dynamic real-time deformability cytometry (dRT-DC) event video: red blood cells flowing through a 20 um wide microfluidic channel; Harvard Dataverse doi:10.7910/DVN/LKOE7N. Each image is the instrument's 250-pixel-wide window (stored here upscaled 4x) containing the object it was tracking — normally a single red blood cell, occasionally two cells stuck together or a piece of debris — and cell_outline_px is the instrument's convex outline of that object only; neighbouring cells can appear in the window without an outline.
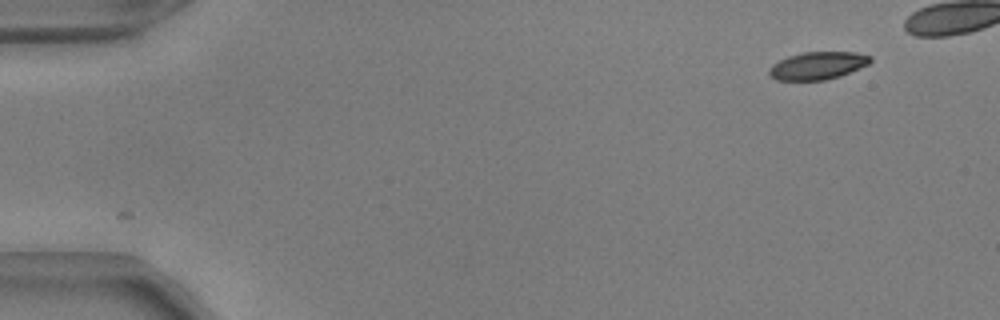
{"species": "common noctule bat (a hibernating species)", "species_latin": "Nyctalus noctula", "temperature_condition": "warm", "stored_images_in_passage": 13, "camera_frame_rate_fps": 3000, "um_per_image_px": 0.085, "animal": {"sex": "male", "body_mass_g": 17.9, "forearm_length_mm": 54.2}, "frame": {"image": 1, "passage_image": 1, "time_ms": 0.0, "image_size_px": [1000, 320], "cell_outline_px": [[872, 60], [868, 64], [840, 76], [824, 80], [776, 80], [768, 72], [768, 68], [772, 64], [788, 56], [804, 52], [856, 52], [872, 56]], "centroid_in_image_um": [69.5, 5.57], "position_along_channel_um": 15.5, "area_um2": 16.24}}